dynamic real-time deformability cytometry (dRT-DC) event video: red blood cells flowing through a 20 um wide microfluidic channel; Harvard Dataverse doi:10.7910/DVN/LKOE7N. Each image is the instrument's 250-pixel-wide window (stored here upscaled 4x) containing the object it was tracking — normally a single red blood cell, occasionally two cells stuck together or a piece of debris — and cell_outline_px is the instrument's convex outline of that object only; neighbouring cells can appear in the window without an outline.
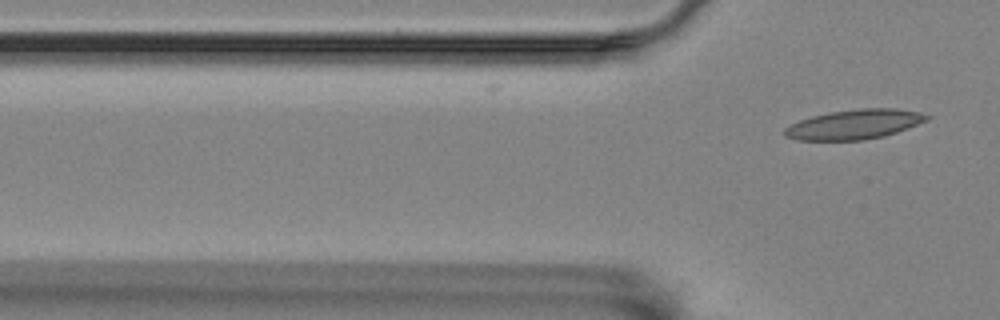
{"species": "Egyptian fruit bat (a non-hibernating species)", "species_latin": "Rousettus aegyptiacus", "temperature_condition": "room temperature", "stored_images_in_passage": 2, "camera_frame_rate_fps": 3000, "um_per_image_px": 0.085, "animal": {"sex": "female"}, "frame": {"image": 1, "passage_image": 2, "time_ms": 0.333, "image_size_px": [1000, 320], "cell_outline_px": [[932, 116], [928, 120], [908, 128], [884, 136], [864, 140], [796, 140], [784, 136], [780, 132], [784, 128], [800, 120], [812, 116], [828, 112], [860, 108], [896, 108], [920, 112]], "centroid_in_image_um": [72.61, 10.57], "position_along_channel_um": 53.2, "area_um2": 24.8}}